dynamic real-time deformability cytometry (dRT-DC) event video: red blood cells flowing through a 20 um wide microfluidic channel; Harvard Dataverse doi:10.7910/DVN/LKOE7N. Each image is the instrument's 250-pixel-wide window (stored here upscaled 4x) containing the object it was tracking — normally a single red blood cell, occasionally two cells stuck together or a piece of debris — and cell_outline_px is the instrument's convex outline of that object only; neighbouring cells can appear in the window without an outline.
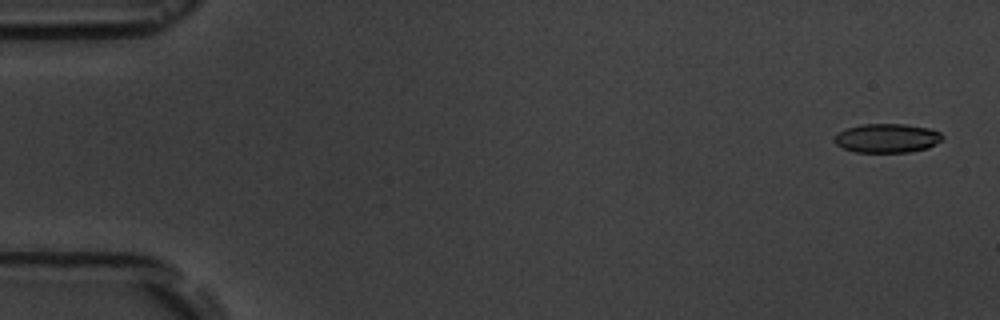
{"species": "common noctule bat (a hibernating species)", "species_latin": "Nyctalus noctula", "temperature_condition": "room temperature", "stored_images_in_passage": 5, "camera_frame_rate_fps": 3000, "um_per_image_px": 0.085, "animal": {"sex": "male", "body_mass_g": 19.5, "forearm_length_mm": 54.6}, "frame": {"image": 1, "passage_image": 1, "time_ms": 0.0, "image_size_px": [1000, 320], "cell_outline_px": [[944, 140], [928, 148], [908, 152], [856, 152], [844, 148], [836, 144], [832, 140], [836, 132], [860, 124], [904, 124], [928, 128], [940, 132], [944, 136]], "centroid_in_image_um": [75.4, 11.74], "position_along_channel_um": 9.6, "area_um2": 18.44}}
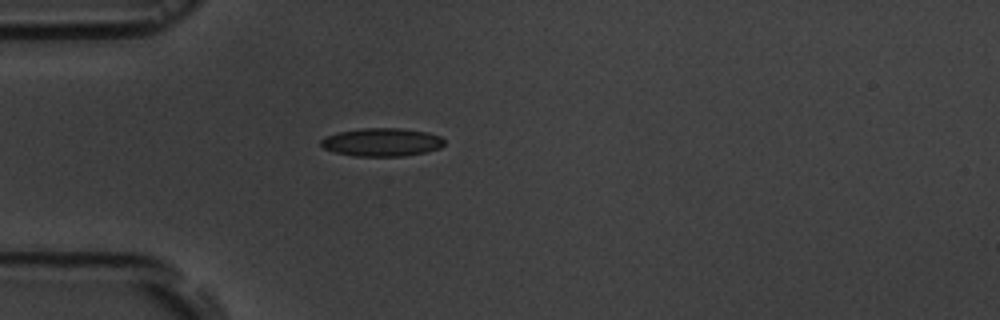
{"frame": {"image": 2, "passage_image": 5, "time_ms": 4.667, "image_size_px": [1000, 320], "cell_outline_px": [[444, 144], [440, 148], [424, 152], [404, 156], [352, 156], [336, 152], [324, 148], [320, 144], [320, 140], [324, 136], [340, 132], [364, 128], [400, 128], [428, 132], [440, 136], [444, 140]], "centroid_in_image_um": [32.45, 12.08], "position_along_channel_um": 52.5, "area_um2": 20.23}}